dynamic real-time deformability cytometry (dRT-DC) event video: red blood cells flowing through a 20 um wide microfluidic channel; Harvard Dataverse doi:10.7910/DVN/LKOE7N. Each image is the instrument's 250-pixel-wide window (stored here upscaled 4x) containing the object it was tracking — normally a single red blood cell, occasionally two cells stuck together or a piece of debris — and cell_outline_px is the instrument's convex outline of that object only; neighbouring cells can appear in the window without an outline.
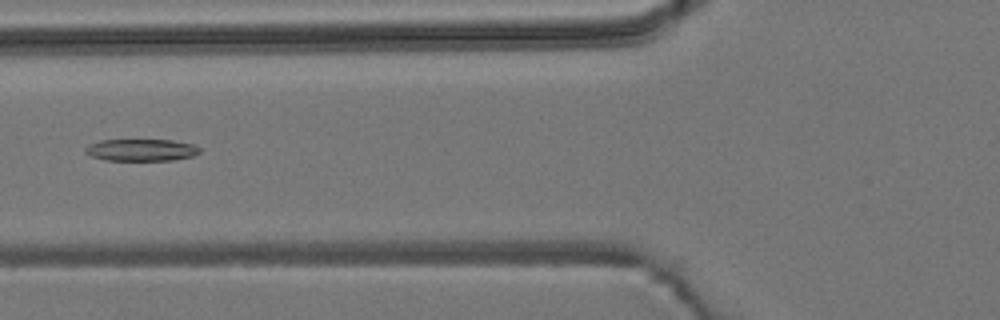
{"species": "common noctule bat (a hibernating species)", "species_latin": "Nyctalus noctula", "temperature_condition": "room temperature", "stored_images_in_passage": 5, "camera_frame_rate_fps": 3000, "um_per_image_px": 0.085, "animal": {"sex": "male", "body_mass_g": 19.2, "forearm_length_mm": 51.8}, "frame": {"image": 1, "passage_image": 4, "time_ms": 1.0, "image_size_px": [1000, 320], "cell_outline_px": [[200, 152], [192, 156], [172, 160], [104, 160], [92, 156], [84, 152], [84, 148], [88, 144], [100, 140], [172, 140], [192, 144], [200, 148]], "centroid_in_image_um": [11.97, 12.74], "position_along_channel_um": 113.8, "area_um2": 14.62}}
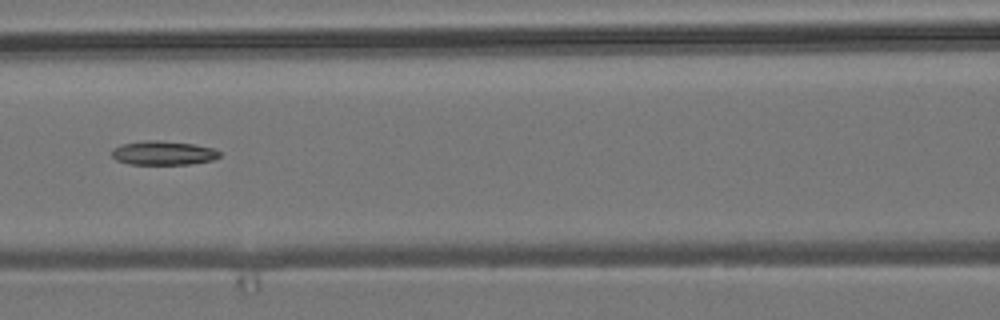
{"frame": {"image": 2, "passage_image": 5, "time_ms": 1.333, "image_size_px": [1000, 320], "cell_outline_px": [[220, 156], [212, 160], [188, 164], [128, 164], [116, 160], [112, 156], [112, 148], [124, 144], [148, 140], [156, 140], [192, 144], [212, 148], [220, 152]], "centroid_in_image_um": [13.85, 13.01], "position_along_channel_um": 152.7, "area_um2": 14.85}}